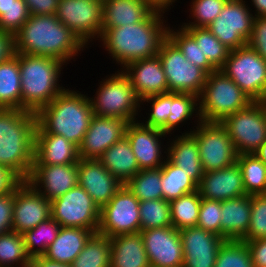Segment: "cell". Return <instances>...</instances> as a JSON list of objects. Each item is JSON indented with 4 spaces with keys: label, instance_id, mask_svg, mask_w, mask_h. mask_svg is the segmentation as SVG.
Listing matches in <instances>:
<instances>
[{
    "label": "cell",
    "instance_id": "cell-1",
    "mask_svg": "<svg viewBox=\"0 0 266 267\" xmlns=\"http://www.w3.org/2000/svg\"><path fill=\"white\" fill-rule=\"evenodd\" d=\"M164 13L155 10L146 20L102 30L103 48L123 69L128 63L156 56L162 42L167 38L168 24ZM164 19V20H163ZM165 21V22H164Z\"/></svg>",
    "mask_w": 266,
    "mask_h": 267
},
{
    "label": "cell",
    "instance_id": "cell-2",
    "mask_svg": "<svg viewBox=\"0 0 266 267\" xmlns=\"http://www.w3.org/2000/svg\"><path fill=\"white\" fill-rule=\"evenodd\" d=\"M14 41L16 53L54 58L65 64L89 48L55 14L30 15Z\"/></svg>",
    "mask_w": 266,
    "mask_h": 267
},
{
    "label": "cell",
    "instance_id": "cell-3",
    "mask_svg": "<svg viewBox=\"0 0 266 267\" xmlns=\"http://www.w3.org/2000/svg\"><path fill=\"white\" fill-rule=\"evenodd\" d=\"M69 89L65 88L36 113L35 133L63 136L79 147L94 113L89 96Z\"/></svg>",
    "mask_w": 266,
    "mask_h": 267
},
{
    "label": "cell",
    "instance_id": "cell-4",
    "mask_svg": "<svg viewBox=\"0 0 266 267\" xmlns=\"http://www.w3.org/2000/svg\"><path fill=\"white\" fill-rule=\"evenodd\" d=\"M36 113L0 108V165L27 180L34 162Z\"/></svg>",
    "mask_w": 266,
    "mask_h": 267
},
{
    "label": "cell",
    "instance_id": "cell-5",
    "mask_svg": "<svg viewBox=\"0 0 266 267\" xmlns=\"http://www.w3.org/2000/svg\"><path fill=\"white\" fill-rule=\"evenodd\" d=\"M64 65L54 58L19 53L22 110L37 113L65 89L59 84Z\"/></svg>",
    "mask_w": 266,
    "mask_h": 267
},
{
    "label": "cell",
    "instance_id": "cell-6",
    "mask_svg": "<svg viewBox=\"0 0 266 267\" xmlns=\"http://www.w3.org/2000/svg\"><path fill=\"white\" fill-rule=\"evenodd\" d=\"M252 102L231 78L216 70L207 75L198 96V114L201 121L221 122Z\"/></svg>",
    "mask_w": 266,
    "mask_h": 267
},
{
    "label": "cell",
    "instance_id": "cell-7",
    "mask_svg": "<svg viewBox=\"0 0 266 267\" xmlns=\"http://www.w3.org/2000/svg\"><path fill=\"white\" fill-rule=\"evenodd\" d=\"M105 78L100 81L96 96L89 97L94 115L120 118L128 123L137 121L142 110L141 100L130 79L119 69Z\"/></svg>",
    "mask_w": 266,
    "mask_h": 267
},
{
    "label": "cell",
    "instance_id": "cell-8",
    "mask_svg": "<svg viewBox=\"0 0 266 267\" xmlns=\"http://www.w3.org/2000/svg\"><path fill=\"white\" fill-rule=\"evenodd\" d=\"M220 70L252 101L266 100V60L248 45L230 50Z\"/></svg>",
    "mask_w": 266,
    "mask_h": 267
},
{
    "label": "cell",
    "instance_id": "cell-9",
    "mask_svg": "<svg viewBox=\"0 0 266 267\" xmlns=\"http://www.w3.org/2000/svg\"><path fill=\"white\" fill-rule=\"evenodd\" d=\"M196 129H190L184 134H190L197 142L200 161L204 172L220 170L233 165L238 153L220 122L199 121Z\"/></svg>",
    "mask_w": 266,
    "mask_h": 267
},
{
    "label": "cell",
    "instance_id": "cell-10",
    "mask_svg": "<svg viewBox=\"0 0 266 267\" xmlns=\"http://www.w3.org/2000/svg\"><path fill=\"white\" fill-rule=\"evenodd\" d=\"M239 154H252L266 141L264 101H253L249 106L220 122Z\"/></svg>",
    "mask_w": 266,
    "mask_h": 267
},
{
    "label": "cell",
    "instance_id": "cell-11",
    "mask_svg": "<svg viewBox=\"0 0 266 267\" xmlns=\"http://www.w3.org/2000/svg\"><path fill=\"white\" fill-rule=\"evenodd\" d=\"M168 84V92L190 93L197 97L206 83L207 73L189 62L179 48L167 37L157 54Z\"/></svg>",
    "mask_w": 266,
    "mask_h": 267
},
{
    "label": "cell",
    "instance_id": "cell-12",
    "mask_svg": "<svg viewBox=\"0 0 266 267\" xmlns=\"http://www.w3.org/2000/svg\"><path fill=\"white\" fill-rule=\"evenodd\" d=\"M139 203L138 198L123 184L110 201L100 209L97 233L110 238L140 232Z\"/></svg>",
    "mask_w": 266,
    "mask_h": 267
},
{
    "label": "cell",
    "instance_id": "cell-13",
    "mask_svg": "<svg viewBox=\"0 0 266 267\" xmlns=\"http://www.w3.org/2000/svg\"><path fill=\"white\" fill-rule=\"evenodd\" d=\"M51 217L61 227H78L98 232L100 208L79 184L51 201Z\"/></svg>",
    "mask_w": 266,
    "mask_h": 267
},
{
    "label": "cell",
    "instance_id": "cell-14",
    "mask_svg": "<svg viewBox=\"0 0 266 267\" xmlns=\"http://www.w3.org/2000/svg\"><path fill=\"white\" fill-rule=\"evenodd\" d=\"M55 15L86 46L102 36L103 0H59Z\"/></svg>",
    "mask_w": 266,
    "mask_h": 267
},
{
    "label": "cell",
    "instance_id": "cell-15",
    "mask_svg": "<svg viewBox=\"0 0 266 267\" xmlns=\"http://www.w3.org/2000/svg\"><path fill=\"white\" fill-rule=\"evenodd\" d=\"M245 3V0H228L207 27L230 50L246 46L252 33L254 15Z\"/></svg>",
    "mask_w": 266,
    "mask_h": 267
},
{
    "label": "cell",
    "instance_id": "cell-16",
    "mask_svg": "<svg viewBox=\"0 0 266 267\" xmlns=\"http://www.w3.org/2000/svg\"><path fill=\"white\" fill-rule=\"evenodd\" d=\"M51 217V201L23 180L14 189L12 231L23 234Z\"/></svg>",
    "mask_w": 266,
    "mask_h": 267
},
{
    "label": "cell",
    "instance_id": "cell-17",
    "mask_svg": "<svg viewBox=\"0 0 266 267\" xmlns=\"http://www.w3.org/2000/svg\"><path fill=\"white\" fill-rule=\"evenodd\" d=\"M150 267H183V245L179 230L159 227L140 231Z\"/></svg>",
    "mask_w": 266,
    "mask_h": 267
},
{
    "label": "cell",
    "instance_id": "cell-18",
    "mask_svg": "<svg viewBox=\"0 0 266 267\" xmlns=\"http://www.w3.org/2000/svg\"><path fill=\"white\" fill-rule=\"evenodd\" d=\"M167 135L158 128L143 125L140 120L128 123L125 136L131 144L140 170L156 169L164 164L167 156L163 155L167 154V148L159 139Z\"/></svg>",
    "mask_w": 266,
    "mask_h": 267
},
{
    "label": "cell",
    "instance_id": "cell-19",
    "mask_svg": "<svg viewBox=\"0 0 266 267\" xmlns=\"http://www.w3.org/2000/svg\"><path fill=\"white\" fill-rule=\"evenodd\" d=\"M128 122L113 117L94 115L81 144L80 159H98L111 145L125 136Z\"/></svg>",
    "mask_w": 266,
    "mask_h": 267
},
{
    "label": "cell",
    "instance_id": "cell-20",
    "mask_svg": "<svg viewBox=\"0 0 266 267\" xmlns=\"http://www.w3.org/2000/svg\"><path fill=\"white\" fill-rule=\"evenodd\" d=\"M183 245V267H214L220 246L226 241L199 227L179 230Z\"/></svg>",
    "mask_w": 266,
    "mask_h": 267
},
{
    "label": "cell",
    "instance_id": "cell-21",
    "mask_svg": "<svg viewBox=\"0 0 266 267\" xmlns=\"http://www.w3.org/2000/svg\"><path fill=\"white\" fill-rule=\"evenodd\" d=\"M26 181L47 200L52 201L78 185L77 163L33 165Z\"/></svg>",
    "mask_w": 266,
    "mask_h": 267
},
{
    "label": "cell",
    "instance_id": "cell-22",
    "mask_svg": "<svg viewBox=\"0 0 266 267\" xmlns=\"http://www.w3.org/2000/svg\"><path fill=\"white\" fill-rule=\"evenodd\" d=\"M77 167L78 184L100 209L123 186L98 159H79Z\"/></svg>",
    "mask_w": 266,
    "mask_h": 267
},
{
    "label": "cell",
    "instance_id": "cell-23",
    "mask_svg": "<svg viewBox=\"0 0 266 267\" xmlns=\"http://www.w3.org/2000/svg\"><path fill=\"white\" fill-rule=\"evenodd\" d=\"M123 73L130 79L140 100L168 93V84L158 55L128 63Z\"/></svg>",
    "mask_w": 266,
    "mask_h": 267
},
{
    "label": "cell",
    "instance_id": "cell-24",
    "mask_svg": "<svg viewBox=\"0 0 266 267\" xmlns=\"http://www.w3.org/2000/svg\"><path fill=\"white\" fill-rule=\"evenodd\" d=\"M197 190L201 198L221 202L246 195L237 162L220 170L204 172Z\"/></svg>",
    "mask_w": 266,
    "mask_h": 267
},
{
    "label": "cell",
    "instance_id": "cell-25",
    "mask_svg": "<svg viewBox=\"0 0 266 267\" xmlns=\"http://www.w3.org/2000/svg\"><path fill=\"white\" fill-rule=\"evenodd\" d=\"M79 159L78 147L65 137L35 133L33 165L73 164Z\"/></svg>",
    "mask_w": 266,
    "mask_h": 267
},
{
    "label": "cell",
    "instance_id": "cell-26",
    "mask_svg": "<svg viewBox=\"0 0 266 267\" xmlns=\"http://www.w3.org/2000/svg\"><path fill=\"white\" fill-rule=\"evenodd\" d=\"M154 11L145 0H103L102 30L141 22Z\"/></svg>",
    "mask_w": 266,
    "mask_h": 267
},
{
    "label": "cell",
    "instance_id": "cell-27",
    "mask_svg": "<svg viewBox=\"0 0 266 267\" xmlns=\"http://www.w3.org/2000/svg\"><path fill=\"white\" fill-rule=\"evenodd\" d=\"M221 237L241 240L248 232L251 217V196L222 201Z\"/></svg>",
    "mask_w": 266,
    "mask_h": 267
},
{
    "label": "cell",
    "instance_id": "cell-28",
    "mask_svg": "<svg viewBox=\"0 0 266 267\" xmlns=\"http://www.w3.org/2000/svg\"><path fill=\"white\" fill-rule=\"evenodd\" d=\"M174 139V140H173ZM168 141L167 158L198 185L204 171L200 161L199 149L196 140L190 134L177 135Z\"/></svg>",
    "mask_w": 266,
    "mask_h": 267
},
{
    "label": "cell",
    "instance_id": "cell-29",
    "mask_svg": "<svg viewBox=\"0 0 266 267\" xmlns=\"http://www.w3.org/2000/svg\"><path fill=\"white\" fill-rule=\"evenodd\" d=\"M110 267H150L140 232L110 237Z\"/></svg>",
    "mask_w": 266,
    "mask_h": 267
},
{
    "label": "cell",
    "instance_id": "cell-30",
    "mask_svg": "<svg viewBox=\"0 0 266 267\" xmlns=\"http://www.w3.org/2000/svg\"><path fill=\"white\" fill-rule=\"evenodd\" d=\"M93 234L94 232L88 229L61 227L43 256L49 260L72 264Z\"/></svg>",
    "mask_w": 266,
    "mask_h": 267
},
{
    "label": "cell",
    "instance_id": "cell-31",
    "mask_svg": "<svg viewBox=\"0 0 266 267\" xmlns=\"http://www.w3.org/2000/svg\"><path fill=\"white\" fill-rule=\"evenodd\" d=\"M98 160L122 184H126L140 171L126 136L111 145Z\"/></svg>",
    "mask_w": 266,
    "mask_h": 267
},
{
    "label": "cell",
    "instance_id": "cell-32",
    "mask_svg": "<svg viewBox=\"0 0 266 267\" xmlns=\"http://www.w3.org/2000/svg\"><path fill=\"white\" fill-rule=\"evenodd\" d=\"M0 108L22 110L19 53L0 64Z\"/></svg>",
    "mask_w": 266,
    "mask_h": 267
},
{
    "label": "cell",
    "instance_id": "cell-33",
    "mask_svg": "<svg viewBox=\"0 0 266 267\" xmlns=\"http://www.w3.org/2000/svg\"><path fill=\"white\" fill-rule=\"evenodd\" d=\"M161 183L163 199L167 202L197 191V184L168 158L161 166Z\"/></svg>",
    "mask_w": 266,
    "mask_h": 267
},
{
    "label": "cell",
    "instance_id": "cell-34",
    "mask_svg": "<svg viewBox=\"0 0 266 267\" xmlns=\"http://www.w3.org/2000/svg\"><path fill=\"white\" fill-rule=\"evenodd\" d=\"M110 238L94 233L72 262V267H110Z\"/></svg>",
    "mask_w": 266,
    "mask_h": 267
},
{
    "label": "cell",
    "instance_id": "cell-35",
    "mask_svg": "<svg viewBox=\"0 0 266 267\" xmlns=\"http://www.w3.org/2000/svg\"><path fill=\"white\" fill-rule=\"evenodd\" d=\"M246 195L266 194V165L254 154L237 157Z\"/></svg>",
    "mask_w": 266,
    "mask_h": 267
},
{
    "label": "cell",
    "instance_id": "cell-36",
    "mask_svg": "<svg viewBox=\"0 0 266 267\" xmlns=\"http://www.w3.org/2000/svg\"><path fill=\"white\" fill-rule=\"evenodd\" d=\"M201 204L198 190L185 194L169 202L171 224L176 230L196 227Z\"/></svg>",
    "mask_w": 266,
    "mask_h": 267
},
{
    "label": "cell",
    "instance_id": "cell-37",
    "mask_svg": "<svg viewBox=\"0 0 266 267\" xmlns=\"http://www.w3.org/2000/svg\"><path fill=\"white\" fill-rule=\"evenodd\" d=\"M196 41L202 55L209 63L220 70L228 58L230 49L222 44L207 27H183Z\"/></svg>",
    "mask_w": 266,
    "mask_h": 267
},
{
    "label": "cell",
    "instance_id": "cell-38",
    "mask_svg": "<svg viewBox=\"0 0 266 267\" xmlns=\"http://www.w3.org/2000/svg\"><path fill=\"white\" fill-rule=\"evenodd\" d=\"M61 225L52 217L40 222L35 228L25 231V249L30 257L42 256L56 239Z\"/></svg>",
    "mask_w": 266,
    "mask_h": 267
},
{
    "label": "cell",
    "instance_id": "cell-39",
    "mask_svg": "<svg viewBox=\"0 0 266 267\" xmlns=\"http://www.w3.org/2000/svg\"><path fill=\"white\" fill-rule=\"evenodd\" d=\"M125 185L139 201L163 199L161 167L140 170Z\"/></svg>",
    "mask_w": 266,
    "mask_h": 267
},
{
    "label": "cell",
    "instance_id": "cell-40",
    "mask_svg": "<svg viewBox=\"0 0 266 267\" xmlns=\"http://www.w3.org/2000/svg\"><path fill=\"white\" fill-rule=\"evenodd\" d=\"M170 113L171 114L167 118V134L174 133L173 130L175 128L181 126L180 124L184 125L185 122L191 118L197 117L195 122H199L200 116L198 114V97L190 93L171 92Z\"/></svg>",
    "mask_w": 266,
    "mask_h": 267
},
{
    "label": "cell",
    "instance_id": "cell-41",
    "mask_svg": "<svg viewBox=\"0 0 266 267\" xmlns=\"http://www.w3.org/2000/svg\"><path fill=\"white\" fill-rule=\"evenodd\" d=\"M180 27V28H179ZM178 29L168 27L167 37L179 48L184 57L202 68L207 74L215 72L216 69L209 63L195 39L181 26Z\"/></svg>",
    "mask_w": 266,
    "mask_h": 267
},
{
    "label": "cell",
    "instance_id": "cell-42",
    "mask_svg": "<svg viewBox=\"0 0 266 267\" xmlns=\"http://www.w3.org/2000/svg\"><path fill=\"white\" fill-rule=\"evenodd\" d=\"M29 258L22 234L10 231L0 235V267H21Z\"/></svg>",
    "mask_w": 266,
    "mask_h": 267
},
{
    "label": "cell",
    "instance_id": "cell-43",
    "mask_svg": "<svg viewBox=\"0 0 266 267\" xmlns=\"http://www.w3.org/2000/svg\"><path fill=\"white\" fill-rule=\"evenodd\" d=\"M139 210L141 230L172 226L170 205L164 199L140 201Z\"/></svg>",
    "mask_w": 266,
    "mask_h": 267
},
{
    "label": "cell",
    "instance_id": "cell-44",
    "mask_svg": "<svg viewBox=\"0 0 266 267\" xmlns=\"http://www.w3.org/2000/svg\"><path fill=\"white\" fill-rule=\"evenodd\" d=\"M214 267H253L246 242L226 240L219 248Z\"/></svg>",
    "mask_w": 266,
    "mask_h": 267
},
{
    "label": "cell",
    "instance_id": "cell-45",
    "mask_svg": "<svg viewBox=\"0 0 266 267\" xmlns=\"http://www.w3.org/2000/svg\"><path fill=\"white\" fill-rule=\"evenodd\" d=\"M228 0H192L190 3L189 21L182 23L181 27H208L220 14Z\"/></svg>",
    "mask_w": 266,
    "mask_h": 267
},
{
    "label": "cell",
    "instance_id": "cell-46",
    "mask_svg": "<svg viewBox=\"0 0 266 267\" xmlns=\"http://www.w3.org/2000/svg\"><path fill=\"white\" fill-rule=\"evenodd\" d=\"M151 104L150 111L148 113V119L144 122L140 121L143 125L158 128L162 132L167 133V118L171 114V92L146 97L141 100V105Z\"/></svg>",
    "mask_w": 266,
    "mask_h": 267
},
{
    "label": "cell",
    "instance_id": "cell-47",
    "mask_svg": "<svg viewBox=\"0 0 266 267\" xmlns=\"http://www.w3.org/2000/svg\"><path fill=\"white\" fill-rule=\"evenodd\" d=\"M261 238H266V194L251 195L249 230L241 241Z\"/></svg>",
    "mask_w": 266,
    "mask_h": 267
},
{
    "label": "cell",
    "instance_id": "cell-48",
    "mask_svg": "<svg viewBox=\"0 0 266 267\" xmlns=\"http://www.w3.org/2000/svg\"><path fill=\"white\" fill-rule=\"evenodd\" d=\"M222 202L201 198L197 227L221 237Z\"/></svg>",
    "mask_w": 266,
    "mask_h": 267
},
{
    "label": "cell",
    "instance_id": "cell-49",
    "mask_svg": "<svg viewBox=\"0 0 266 267\" xmlns=\"http://www.w3.org/2000/svg\"><path fill=\"white\" fill-rule=\"evenodd\" d=\"M29 16L27 6L0 7V30L15 35Z\"/></svg>",
    "mask_w": 266,
    "mask_h": 267
},
{
    "label": "cell",
    "instance_id": "cell-50",
    "mask_svg": "<svg viewBox=\"0 0 266 267\" xmlns=\"http://www.w3.org/2000/svg\"><path fill=\"white\" fill-rule=\"evenodd\" d=\"M247 45L266 60V17H254L252 33Z\"/></svg>",
    "mask_w": 266,
    "mask_h": 267
},
{
    "label": "cell",
    "instance_id": "cell-51",
    "mask_svg": "<svg viewBox=\"0 0 266 267\" xmlns=\"http://www.w3.org/2000/svg\"><path fill=\"white\" fill-rule=\"evenodd\" d=\"M14 190L0 196V235L12 231Z\"/></svg>",
    "mask_w": 266,
    "mask_h": 267
},
{
    "label": "cell",
    "instance_id": "cell-52",
    "mask_svg": "<svg viewBox=\"0 0 266 267\" xmlns=\"http://www.w3.org/2000/svg\"><path fill=\"white\" fill-rule=\"evenodd\" d=\"M30 15H54L59 0H24Z\"/></svg>",
    "mask_w": 266,
    "mask_h": 267
},
{
    "label": "cell",
    "instance_id": "cell-53",
    "mask_svg": "<svg viewBox=\"0 0 266 267\" xmlns=\"http://www.w3.org/2000/svg\"><path fill=\"white\" fill-rule=\"evenodd\" d=\"M244 242L250 250L253 267H266V238Z\"/></svg>",
    "mask_w": 266,
    "mask_h": 267
},
{
    "label": "cell",
    "instance_id": "cell-54",
    "mask_svg": "<svg viewBox=\"0 0 266 267\" xmlns=\"http://www.w3.org/2000/svg\"><path fill=\"white\" fill-rule=\"evenodd\" d=\"M22 181L10 168L0 165V196L12 192Z\"/></svg>",
    "mask_w": 266,
    "mask_h": 267
},
{
    "label": "cell",
    "instance_id": "cell-55",
    "mask_svg": "<svg viewBox=\"0 0 266 267\" xmlns=\"http://www.w3.org/2000/svg\"><path fill=\"white\" fill-rule=\"evenodd\" d=\"M14 34L0 30V64L15 56Z\"/></svg>",
    "mask_w": 266,
    "mask_h": 267
},
{
    "label": "cell",
    "instance_id": "cell-56",
    "mask_svg": "<svg viewBox=\"0 0 266 267\" xmlns=\"http://www.w3.org/2000/svg\"><path fill=\"white\" fill-rule=\"evenodd\" d=\"M154 10L168 12L177 0H145ZM171 5V6H170ZM170 7V8H169ZM168 9V10H167Z\"/></svg>",
    "mask_w": 266,
    "mask_h": 267
},
{
    "label": "cell",
    "instance_id": "cell-57",
    "mask_svg": "<svg viewBox=\"0 0 266 267\" xmlns=\"http://www.w3.org/2000/svg\"><path fill=\"white\" fill-rule=\"evenodd\" d=\"M251 7L254 6V17H266V0H251Z\"/></svg>",
    "mask_w": 266,
    "mask_h": 267
},
{
    "label": "cell",
    "instance_id": "cell-58",
    "mask_svg": "<svg viewBox=\"0 0 266 267\" xmlns=\"http://www.w3.org/2000/svg\"><path fill=\"white\" fill-rule=\"evenodd\" d=\"M40 267H72L71 264L60 263L40 256Z\"/></svg>",
    "mask_w": 266,
    "mask_h": 267
},
{
    "label": "cell",
    "instance_id": "cell-59",
    "mask_svg": "<svg viewBox=\"0 0 266 267\" xmlns=\"http://www.w3.org/2000/svg\"><path fill=\"white\" fill-rule=\"evenodd\" d=\"M27 6L24 0H0V7Z\"/></svg>",
    "mask_w": 266,
    "mask_h": 267
},
{
    "label": "cell",
    "instance_id": "cell-60",
    "mask_svg": "<svg viewBox=\"0 0 266 267\" xmlns=\"http://www.w3.org/2000/svg\"><path fill=\"white\" fill-rule=\"evenodd\" d=\"M254 154L266 165V141L254 152Z\"/></svg>",
    "mask_w": 266,
    "mask_h": 267
},
{
    "label": "cell",
    "instance_id": "cell-61",
    "mask_svg": "<svg viewBox=\"0 0 266 267\" xmlns=\"http://www.w3.org/2000/svg\"><path fill=\"white\" fill-rule=\"evenodd\" d=\"M21 267H40V256L30 257Z\"/></svg>",
    "mask_w": 266,
    "mask_h": 267
},
{
    "label": "cell",
    "instance_id": "cell-62",
    "mask_svg": "<svg viewBox=\"0 0 266 267\" xmlns=\"http://www.w3.org/2000/svg\"><path fill=\"white\" fill-rule=\"evenodd\" d=\"M264 112H265V115H266V100H264Z\"/></svg>",
    "mask_w": 266,
    "mask_h": 267
}]
</instances>
